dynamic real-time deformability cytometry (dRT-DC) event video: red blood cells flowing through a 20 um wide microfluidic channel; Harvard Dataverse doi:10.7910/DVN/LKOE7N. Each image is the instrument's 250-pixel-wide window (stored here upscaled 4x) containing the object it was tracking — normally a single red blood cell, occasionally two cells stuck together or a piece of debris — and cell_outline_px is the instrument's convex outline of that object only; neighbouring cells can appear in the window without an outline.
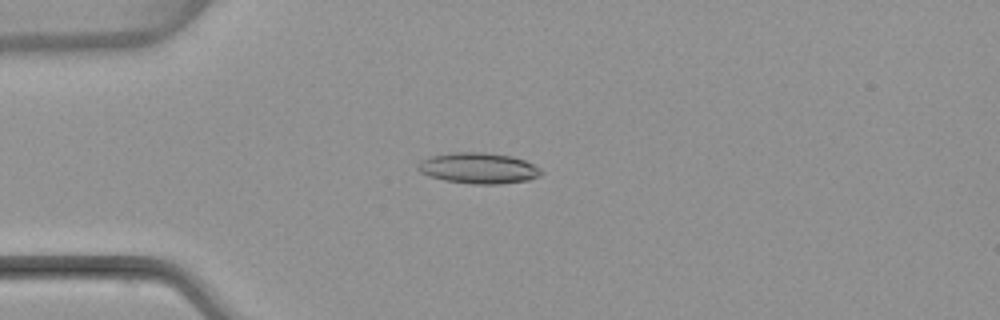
{"species": "common noctule bat (a hibernating species)", "species_latin": "Nyctalus noctula", "temperature_condition": "warm", "stored_images_in_passage": 6, "camera_frame_rate_fps": 3000, "um_per_image_px": 0.085, "animal": {"sex": "female", "body_mass_g": 22.7, "forearm_length_mm": 54.2}, "frame": {"image": 1, "passage_image": 4, "time_ms": 4.0, "image_size_px": [1000, 320], "cell_outline_px": [[544, 172], [540, 176], [528, 180], [500, 184], [472, 184], [444, 180], [428, 176], [420, 172], [416, 168], [416, 164], [420, 160], [432, 156], [448, 152], [484, 152], [512, 156], [524, 160], [540, 168]], "centroid_in_image_um": [40.64, 14.29], "position_along_channel_um": 44.4, "area_um2": 22.43}}
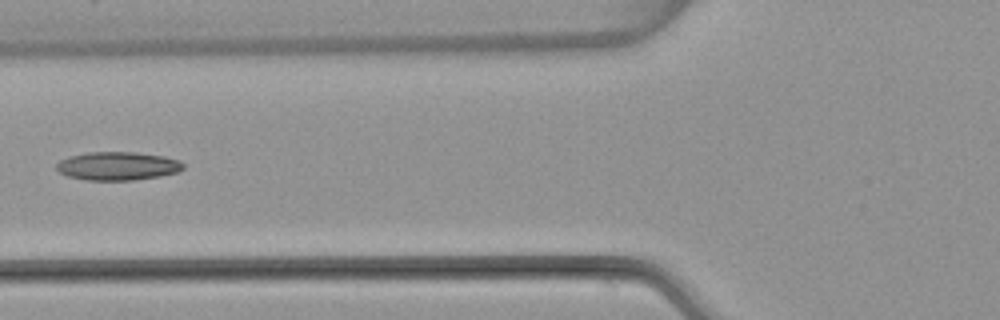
{"frame": {"image": 2, "passage_image": 6, "time_ms": 6.333, "image_size_px": [1000, 320], "cell_outline_px": [[184, 168], [180, 172], [160, 176], [132, 180], [88, 180], [68, 176], [60, 172], [56, 168], [56, 164], [60, 160], [68, 156], [88, 152], [136, 152], [164, 156], [180, 160], [184, 164]], "centroid_in_image_um": [10.03, 14.1], "position_along_channel_um": 115.8, "area_um2": 21.1}}